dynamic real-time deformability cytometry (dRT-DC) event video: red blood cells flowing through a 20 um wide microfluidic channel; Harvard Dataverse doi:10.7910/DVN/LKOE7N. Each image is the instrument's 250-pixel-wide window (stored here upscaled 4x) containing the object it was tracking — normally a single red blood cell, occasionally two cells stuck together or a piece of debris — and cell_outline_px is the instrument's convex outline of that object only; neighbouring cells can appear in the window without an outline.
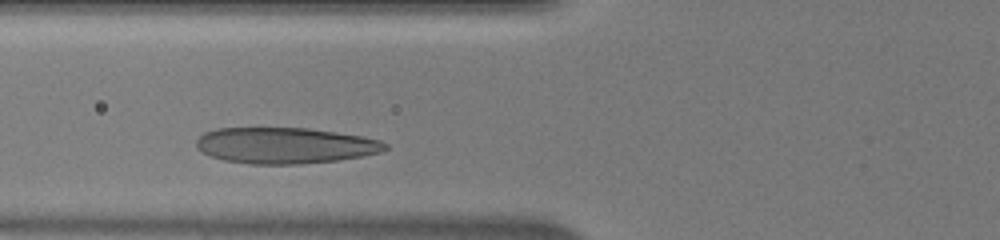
{"species": "human", "species_latin": "Homo sapiens", "temperature_condition": "warm", "stored_images_in_passage": 28, "camera_frame_rate_fps": 3000, "um_per_image_px": 0.085, "donor": {"sex": "male"}, "frame": {"image": 1, "passage_image": 5, "time_ms": 1.333, "image_size_px": [1000, 240], "cell_outline_px": [[388, 148], [380, 152], [360, 156], [336, 160], [300, 164], [248, 164], [224, 160], [212, 156], [196, 148], [196, 140], [204, 132], [216, 128], [308, 128], [336, 132], [360, 136], [380, 140], [388, 144]], "centroid_in_image_um": [24.2, 12.36], "position_along_channel_um": 101.6, "area_um2": 39.54}}
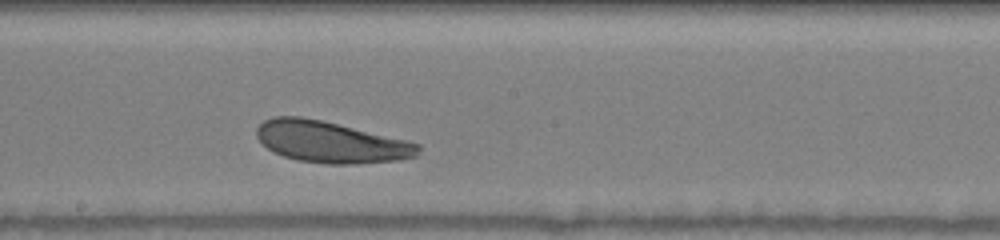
{"frame": {"image": 2, "passage_image": 14, "time_ms": 4.333, "image_size_px": [1000, 240], "cell_outline_px": [[420, 152], [416, 156], [400, 160], [356, 164], [328, 164], [300, 160], [284, 156], [268, 148], [256, 136], [256, 128], [264, 120], [272, 116], [300, 116], [320, 120], [408, 140], [420, 144]], "centroid_in_image_um": [28.14, 12.07], "position_along_channel_um": 220.1, "area_um2": 38.84}}
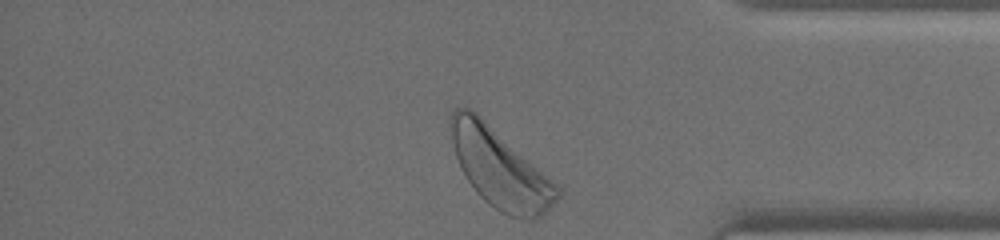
{"frame": {"image": 3, "passage_image": 28, "time_ms": 9.0, "image_size_px": [1000, 240], "cell_outline_px": [[560, 196], [540, 216], [532, 220], [520, 220], [508, 216], [500, 212], [488, 204], [476, 192], [460, 168], [452, 144], [448, 124], [448, 120], [452, 112], [456, 108], [468, 108], [476, 112], [552, 180], [560, 188]], "centroid_in_image_um": [42.45, 14.32], "position_along_channel_um": 392.7, "area_um2": 48.55}}